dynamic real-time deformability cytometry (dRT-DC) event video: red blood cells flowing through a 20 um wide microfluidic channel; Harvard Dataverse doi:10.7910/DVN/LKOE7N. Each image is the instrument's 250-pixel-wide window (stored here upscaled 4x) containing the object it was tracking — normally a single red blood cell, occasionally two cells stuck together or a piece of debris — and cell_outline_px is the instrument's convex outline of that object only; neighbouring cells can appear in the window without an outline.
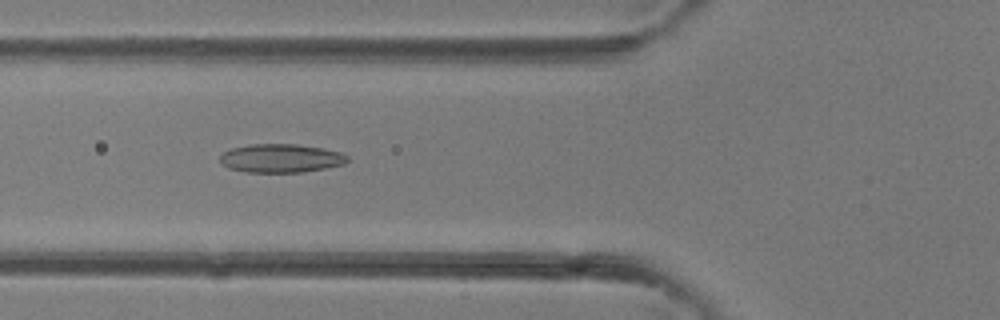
{"species": "common noctule bat (a hibernating species)", "species_latin": "Nyctalus noctula", "temperature_condition": "room temperature", "stored_images_in_passage": 39, "camera_frame_rate_fps": 3000, "um_per_image_px": 0.085, "animal": {"sex": "female"}, "frame": {"image": 1, "passage_image": 14, "time_ms": 4.333, "image_size_px": [1000, 320], "cell_outline_px": [[348, 160], [344, 164], [324, 168], [300, 172], [248, 172], [228, 168], [220, 160], [220, 156], [224, 152], [232, 148], [248, 144], [296, 144], [324, 148], [340, 152], [348, 156]], "centroid_in_image_um": [23.88, 13.44], "position_along_channel_um": 101.9, "area_um2": 21.1}}
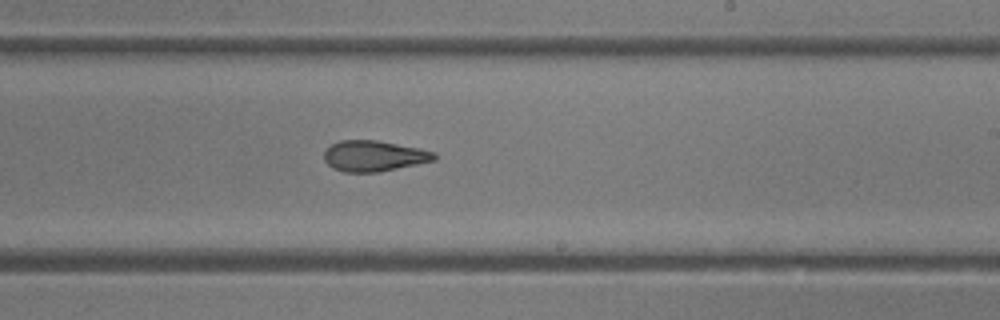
{"frame": {"image": 2, "passage_image": 23, "time_ms": 7.333, "image_size_px": [1000, 320], "cell_outline_px": [[436, 160], [380, 172], [344, 172], [332, 168], [324, 160], [324, 152], [332, 144], [340, 140], [376, 140], [420, 148], [436, 152]], "centroid_in_image_um": [31.8, 13.26], "position_along_channel_um": 257.2, "area_um2": 19.83}}
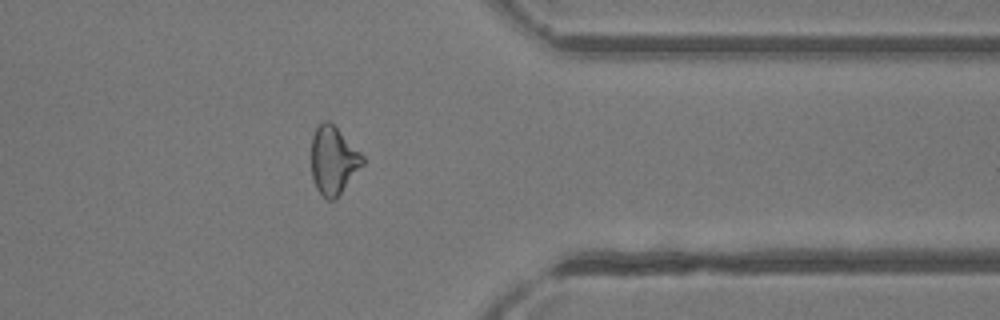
{"frame": {"image": 3, "passage_image": 31, "time_ms": 10.0, "image_size_px": [1000, 320], "cell_outline_px": [[364, 164], [336, 200], [328, 200], [316, 188], [312, 176], [312, 136], [316, 128], [324, 120], [328, 120], [364, 156]], "centroid_in_image_um": [28.34, 13.66], "position_along_channel_um": 383.1, "area_um2": 20.11}}